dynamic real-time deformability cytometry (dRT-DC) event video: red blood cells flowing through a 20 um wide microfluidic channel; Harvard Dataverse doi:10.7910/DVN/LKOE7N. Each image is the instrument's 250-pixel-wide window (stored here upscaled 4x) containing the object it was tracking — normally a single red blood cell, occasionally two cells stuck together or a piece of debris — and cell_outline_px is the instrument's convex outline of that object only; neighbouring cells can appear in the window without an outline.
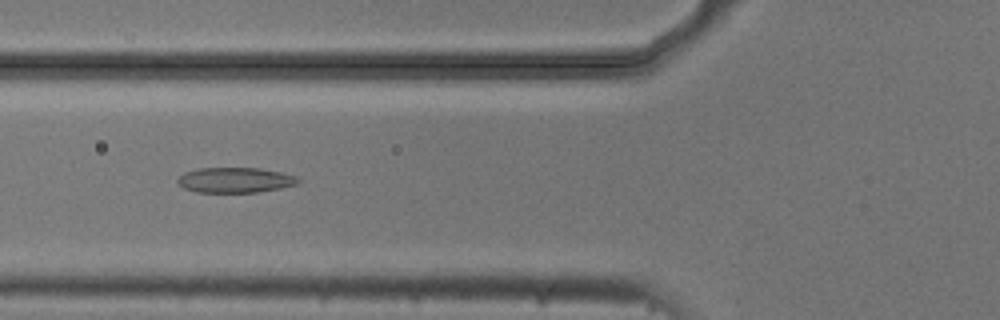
{"species": "common noctule bat (a hibernating species)", "species_latin": "Nyctalus noctula", "temperature_condition": "cold", "stored_images_in_passage": 6, "camera_frame_rate_fps": 3000, "um_per_image_px": 0.085, "animal": {"sex": "male", "body_mass_g": 20.5, "forearm_length_mm": 52.5}, "frame": {"image": 1, "passage_image": 4, "time_ms": 1.0, "image_size_px": [1000, 320], "cell_outline_px": [[300, 180], [296, 184], [280, 188], [260, 192], [196, 192], [184, 188], [176, 180], [184, 172], [196, 168], [260, 168], [280, 172], [296, 176]], "centroid_in_image_um": [19.97, 15.3], "position_along_channel_um": 105.8, "area_um2": 17.69}}
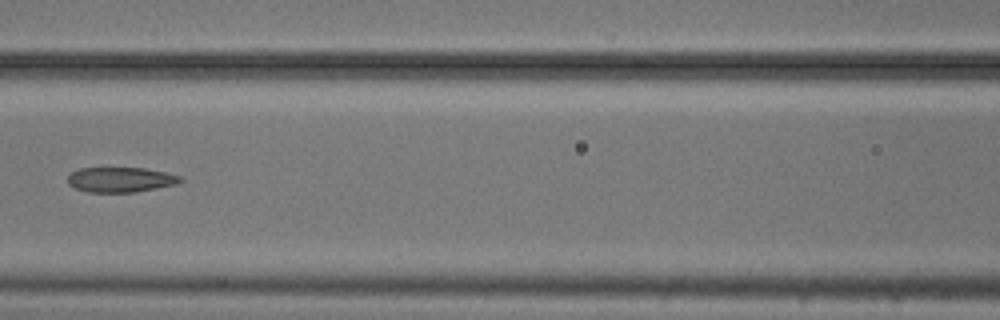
{"frame": {"image": 2, "passage_image": 5, "time_ms": 1.333, "image_size_px": [1000, 320], "cell_outline_px": [[184, 180], [176, 184], [136, 192], [88, 192], [76, 188], [68, 184], [68, 176], [72, 172], [80, 168], [144, 168], [184, 176]], "centroid_in_image_um": [10.28, 15.27], "position_along_channel_um": 156.3, "area_um2": 16.42}}
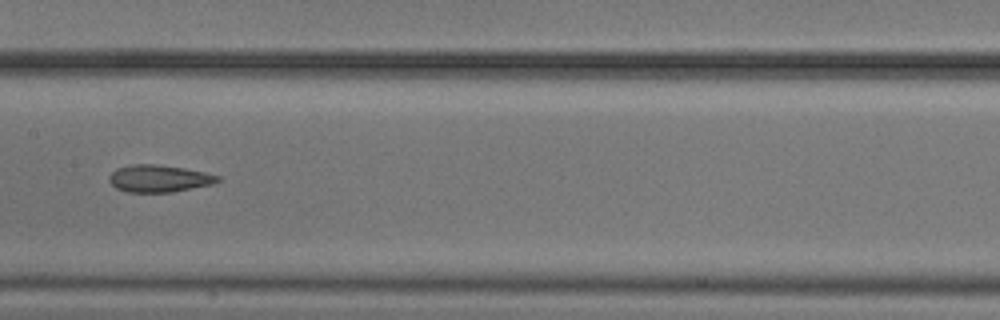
{"frame": {"image": 3, "passage_image": 6, "time_ms": 1.667, "image_size_px": [1000, 320], "cell_outline_px": [[220, 180], [212, 184], [172, 192], [128, 192], [116, 188], [108, 180], [108, 176], [116, 168], [132, 164], [156, 164], [184, 168], [204, 172], [220, 176]], "centroid_in_image_um": [13.49, 15.17], "position_along_channel_um": 193.9, "area_um2": 17.17}}